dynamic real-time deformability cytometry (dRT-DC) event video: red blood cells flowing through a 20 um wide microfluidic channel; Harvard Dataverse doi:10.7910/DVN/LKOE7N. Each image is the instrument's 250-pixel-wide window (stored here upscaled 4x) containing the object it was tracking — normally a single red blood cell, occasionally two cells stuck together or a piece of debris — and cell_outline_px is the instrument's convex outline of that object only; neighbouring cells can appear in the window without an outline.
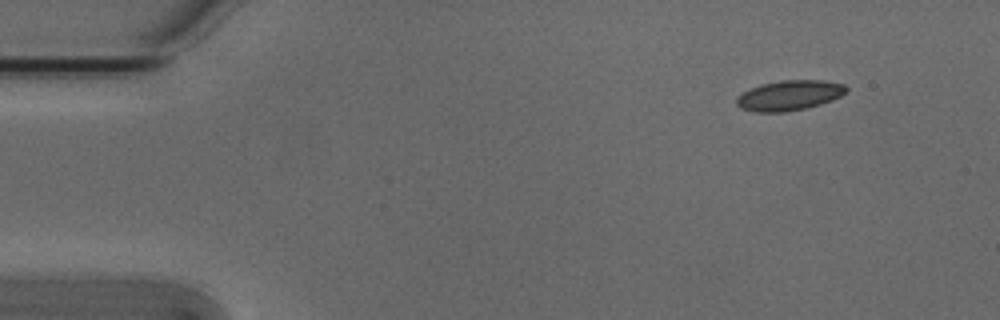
{"species": "Egyptian fruit bat (a non-hibernating species)", "species_latin": "Rousettus aegyptiacus", "temperature_condition": "cold", "stored_images_in_passage": 3, "camera_frame_rate_fps": 3000, "um_per_image_px": 0.085, "animal": {"sex": "male"}, "frame": {"image": 1, "passage_image": 1, "time_ms": 0.0, "image_size_px": [1000, 320], "cell_outline_px": [[848, 92], [832, 100], [820, 104], [804, 108], [784, 112], [756, 112], [740, 108], [736, 104], [736, 100], [744, 92], [760, 84], [780, 80], [824, 80], [844, 84], [848, 88]], "centroid_in_image_um": [67.12, 8.1], "position_along_channel_um": 17.9, "area_um2": 19.19}}
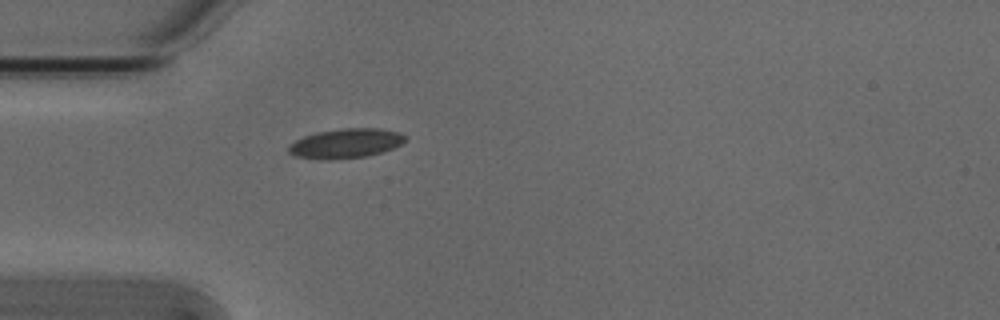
{"frame": {"image": 2, "passage_image": 3, "time_ms": 0.667, "image_size_px": [1000, 320], "cell_outline_px": [[408, 140], [392, 148], [368, 156], [328, 160], [296, 156], [288, 152], [288, 144], [304, 136], [320, 132], [340, 128], [380, 128], [400, 132], [408, 136]], "centroid_in_image_um": [29.42, 12.18], "position_along_channel_um": 55.6, "area_um2": 20.11}}